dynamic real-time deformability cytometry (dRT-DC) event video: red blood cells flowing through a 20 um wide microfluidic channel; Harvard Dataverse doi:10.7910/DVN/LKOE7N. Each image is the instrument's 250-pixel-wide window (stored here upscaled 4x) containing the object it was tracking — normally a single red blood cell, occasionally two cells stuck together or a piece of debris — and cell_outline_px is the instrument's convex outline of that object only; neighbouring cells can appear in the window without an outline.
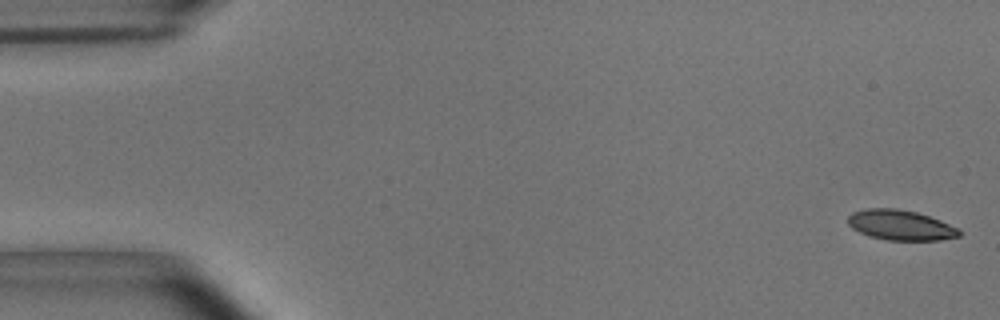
{"species": "common noctule bat (a hibernating species)", "species_latin": "Nyctalus noctula", "temperature_condition": "room temperature", "stored_images_in_passage": 53, "camera_frame_rate_fps": 3000, "um_per_image_px": 0.085, "animal": {"sex": "male", "body_mass_g": 15.6}, "frame": {"image": 1, "passage_image": 2, "time_ms": 0.333, "image_size_px": [1000, 320], "cell_outline_px": [[960, 236], [940, 240], [888, 240], [868, 236], [852, 228], [848, 224], [848, 216], [852, 212], [864, 208], [896, 208], [916, 212], [940, 220], [960, 228]], "centroid_in_image_um": [76.54, 19.13], "position_along_channel_um": 8.5, "area_um2": 19.65}}
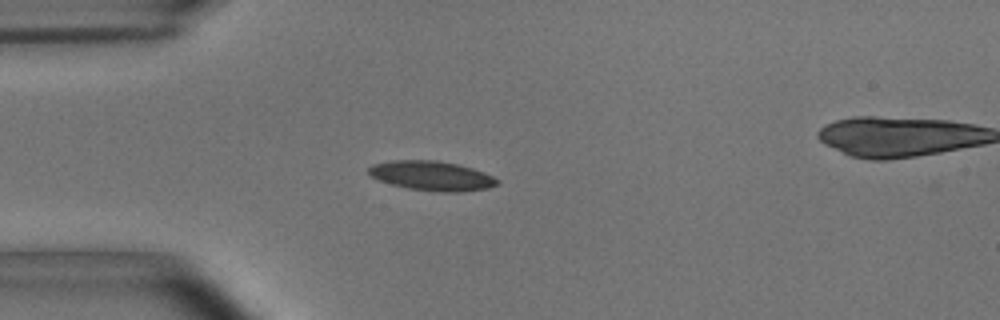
{"frame": {"image": 2, "passage_image": 15, "time_ms": 4.667, "image_size_px": [1000, 320], "cell_outline_px": [[500, 184], [488, 188], [456, 192], [440, 192], [408, 188], [392, 184], [380, 180], [372, 176], [368, 172], [368, 168], [372, 164], [392, 160], [436, 160], [456, 164], [472, 168], [484, 172], [500, 180]], "centroid_in_image_um": [36.72, 14.94], "position_along_channel_um": 48.3, "area_um2": 22.02}}
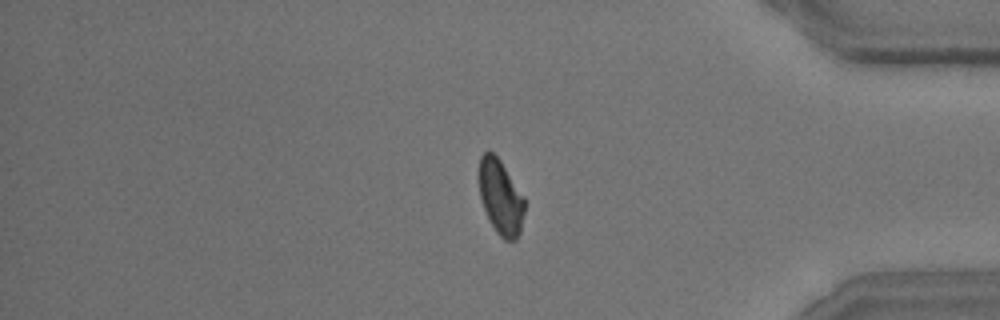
{"frame": {"image": 3, "passage_image": 46, "time_ms": 15.0, "image_size_px": [1000, 320], "cell_outline_px": [[524, 212], [520, 232], [516, 240], [504, 240], [496, 232], [484, 208], [480, 196], [480, 156], [484, 152], [492, 152], [500, 160], [524, 196]], "centroid_in_image_um": [42.57, 16.77], "position_along_channel_um": 392.6, "area_um2": 19.48}, "authors_computed_cell_mechanics": {"area_um2": 20.4612, "velocity_mm_per_s": 3.6932, "shape_relaxation_time_tau1_ms": 3.5114, "shape_relaxation_time_tau2_ms": 4.7653, "deformation_change_tau1": 0.1437, "deformation_change_tau2": 0.0852}}